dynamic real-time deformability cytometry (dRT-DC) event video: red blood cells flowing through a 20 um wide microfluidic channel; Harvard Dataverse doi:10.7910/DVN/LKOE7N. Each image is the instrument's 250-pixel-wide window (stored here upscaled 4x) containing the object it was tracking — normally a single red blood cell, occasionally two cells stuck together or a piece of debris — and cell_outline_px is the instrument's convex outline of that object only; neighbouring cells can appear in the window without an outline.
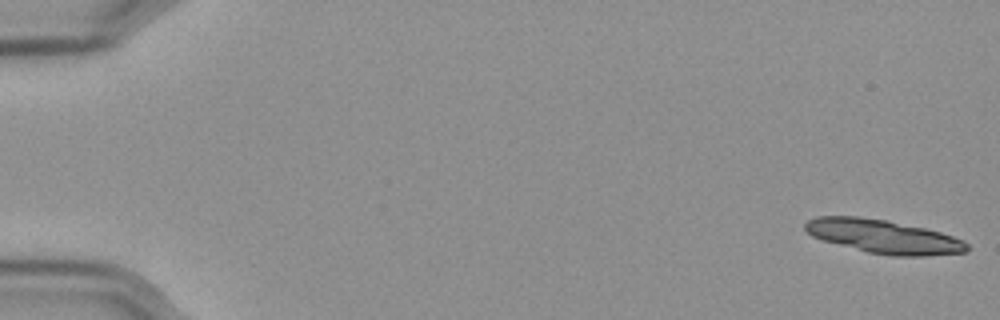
{"species": "Egyptian fruit bat (a non-hibernating species)", "species_latin": "Rousettus aegyptiacus", "temperature_condition": "cold", "stored_images_in_passage": 16, "camera_frame_rate_fps": 3000, "um_per_image_px": 0.085, "frame": {"image": 1, "passage_image": 1, "time_ms": 0.0, "image_size_px": [1000, 320], "cell_outline_px": [[968, 248], [964, 252], [924, 256], [892, 256], [868, 252], [824, 240], [812, 236], [804, 228], [804, 224], [808, 220], [816, 216], [860, 216], [888, 220], [924, 228], [940, 232], [964, 240], [968, 244]], "centroid_in_image_um": [75.09, 20.09], "position_along_channel_um": 9.9, "area_um2": 31.56}}